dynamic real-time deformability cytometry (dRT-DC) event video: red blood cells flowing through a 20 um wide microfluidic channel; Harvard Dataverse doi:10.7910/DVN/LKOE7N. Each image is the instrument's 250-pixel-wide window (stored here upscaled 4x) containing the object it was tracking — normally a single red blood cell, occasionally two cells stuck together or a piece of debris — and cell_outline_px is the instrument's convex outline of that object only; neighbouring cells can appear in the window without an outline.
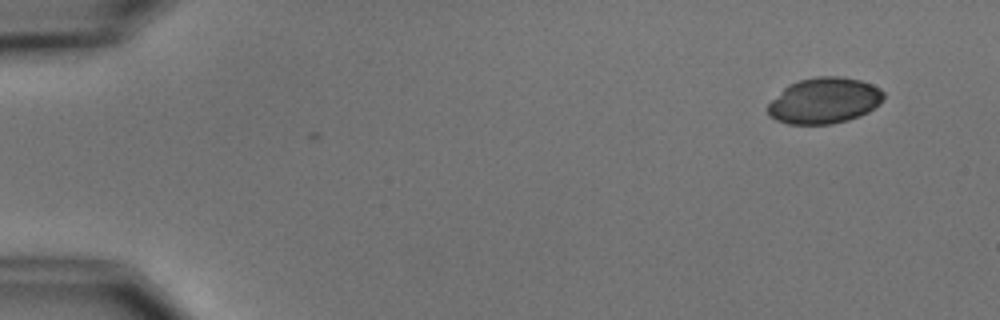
{"species": "common noctule bat (a hibernating species)", "species_latin": "Nyctalus noctula", "temperature_condition": "cold", "stored_images_in_passage": 3, "camera_frame_rate_fps": 3000, "um_per_image_px": 0.085, "animal": {"sex": "male", "body_mass_g": 15.6}, "frame": {"image": 1, "passage_image": 3, "time_ms": 2.333, "image_size_px": [1000, 320], "cell_outline_px": [[884, 96], [880, 104], [868, 112], [848, 120], [828, 124], [788, 124], [776, 120], [768, 116], [764, 108], [788, 84], [800, 80], [816, 76], [840, 76], [860, 80], [872, 84], [880, 88], [884, 92]], "centroid_in_image_um": [70.04, 8.55], "position_along_channel_um": 15.0, "area_um2": 31.21}}